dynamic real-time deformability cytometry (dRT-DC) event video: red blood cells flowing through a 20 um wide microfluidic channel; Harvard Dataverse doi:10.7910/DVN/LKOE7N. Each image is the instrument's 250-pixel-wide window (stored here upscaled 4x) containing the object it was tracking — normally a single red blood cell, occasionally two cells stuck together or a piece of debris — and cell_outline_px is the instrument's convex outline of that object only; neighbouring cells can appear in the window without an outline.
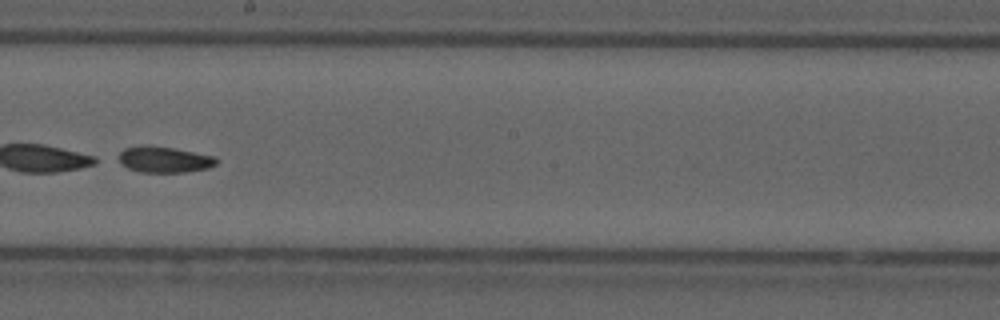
{"species": "common noctule bat (a hibernating species)", "species_latin": "Nyctalus noctula", "temperature_condition": "cold", "stored_images_in_passage": 55, "segment_of_instrument_passage": [2, 2], "camera_frame_rate_fps": 3000, "um_per_image_px": 0.085, "animal": {"sex": "male", "forearm_length_mm": 52.5}, "frame": {"image": 1, "passage_image": 32, "time_ms": 10.333, "image_size_px": [1000, 320], "cell_outline_px": [[220, 160], [216, 164], [208, 168], [184, 172], [140, 172], [128, 168], [120, 164], [120, 152], [124, 148], [140, 144], [144, 144], [172, 148], [216, 156]], "centroid_in_image_um": [13.96, 13.55], "position_along_channel_um": 234.2, "area_um2": 14.97}}